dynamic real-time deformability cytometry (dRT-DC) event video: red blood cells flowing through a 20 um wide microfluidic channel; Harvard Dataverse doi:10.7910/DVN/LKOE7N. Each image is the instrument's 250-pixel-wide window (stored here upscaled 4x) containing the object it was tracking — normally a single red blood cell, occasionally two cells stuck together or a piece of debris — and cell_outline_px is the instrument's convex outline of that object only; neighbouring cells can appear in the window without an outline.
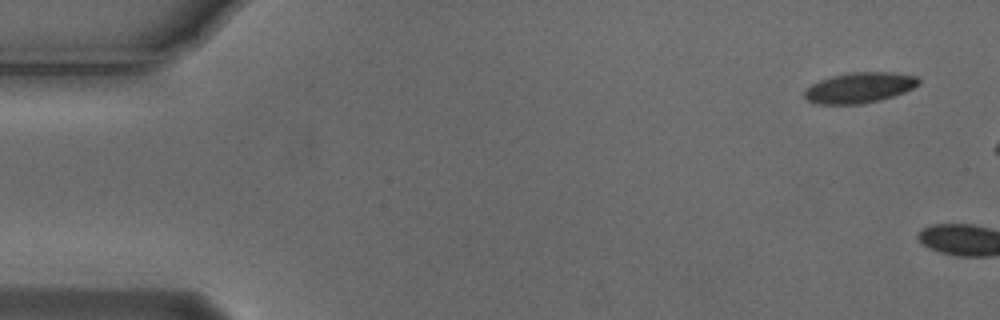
{"species": "Egyptian fruit bat (a non-hibernating species)", "species_latin": "Rousettus aegyptiacus", "temperature_condition": "cold", "stored_images_in_passage": 2, "camera_frame_rate_fps": 3000, "um_per_image_px": 0.085, "animal": {"sex": "male"}, "frame": {"image": 1, "passage_image": 1, "time_ms": 0.0, "image_size_px": [1000, 320], "cell_outline_px": [[920, 84], [904, 92], [880, 100], [860, 104], [812, 104], [804, 96], [804, 92], [812, 84], [820, 80], [832, 76], [848, 72], [892, 72], [916, 76], [920, 80]], "centroid_in_image_um": [73.05, 7.45], "position_along_channel_um": 12.0, "area_um2": 20.29}}